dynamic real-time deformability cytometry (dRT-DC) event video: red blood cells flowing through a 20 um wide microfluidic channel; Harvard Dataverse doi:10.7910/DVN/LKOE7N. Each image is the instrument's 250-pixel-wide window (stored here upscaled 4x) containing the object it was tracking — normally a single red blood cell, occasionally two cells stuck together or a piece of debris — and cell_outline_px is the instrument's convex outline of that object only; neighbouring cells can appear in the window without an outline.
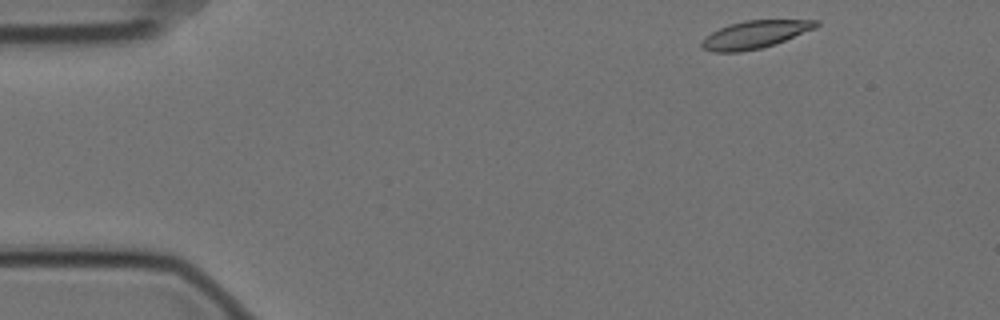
{"species": "Egyptian fruit bat (a non-hibernating species)", "species_latin": "Rousettus aegyptiacus", "temperature_condition": "cold", "stored_images_in_passage": 19, "camera_frame_rate_fps": 3000, "um_per_image_px": 0.085, "animal": {"sex": "female"}, "frame": {"image": 1, "passage_image": 1, "time_ms": 0.0, "image_size_px": [1000, 320], "cell_outline_px": [[820, 24], [816, 28], [784, 40], [760, 48], [740, 52], [712, 52], [700, 48], [700, 44], [712, 32], [728, 24], [744, 20], [820, 20]], "centroid_in_image_um": [64.16, 2.93], "position_along_channel_um": 20.8, "area_um2": 18.26}}
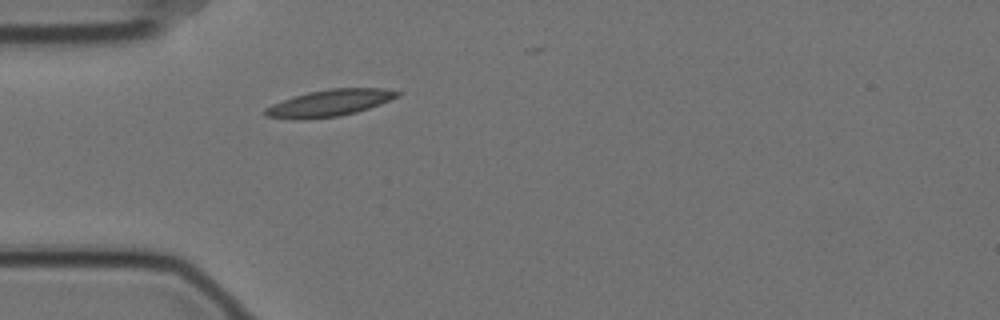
{"frame": {"image": 2, "passage_image": 11, "time_ms": 3.333, "image_size_px": [1000, 320], "cell_outline_px": [[400, 96], [380, 104], [356, 112], [340, 116], [300, 120], [296, 120], [264, 116], [264, 108], [272, 104], [308, 92], [328, 88], [384, 88], [400, 92]], "centroid_in_image_um": [28.0, 8.76], "position_along_channel_um": 57.0, "area_um2": 20.58}}
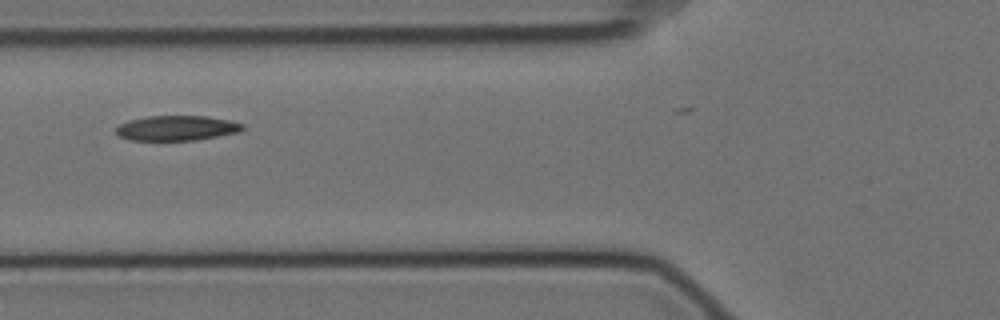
{"frame": {"image": 3, "passage_image": 16, "time_ms": 5.0, "image_size_px": [1000, 320], "cell_outline_px": [[244, 128], [240, 132], [196, 140], [128, 140], [120, 136], [116, 132], [116, 128], [120, 124], [128, 120], [148, 116], [204, 116], [228, 120], [244, 124]], "centroid_in_image_um": [15.02, 10.89], "position_along_channel_um": 110.8, "area_um2": 18.38}}